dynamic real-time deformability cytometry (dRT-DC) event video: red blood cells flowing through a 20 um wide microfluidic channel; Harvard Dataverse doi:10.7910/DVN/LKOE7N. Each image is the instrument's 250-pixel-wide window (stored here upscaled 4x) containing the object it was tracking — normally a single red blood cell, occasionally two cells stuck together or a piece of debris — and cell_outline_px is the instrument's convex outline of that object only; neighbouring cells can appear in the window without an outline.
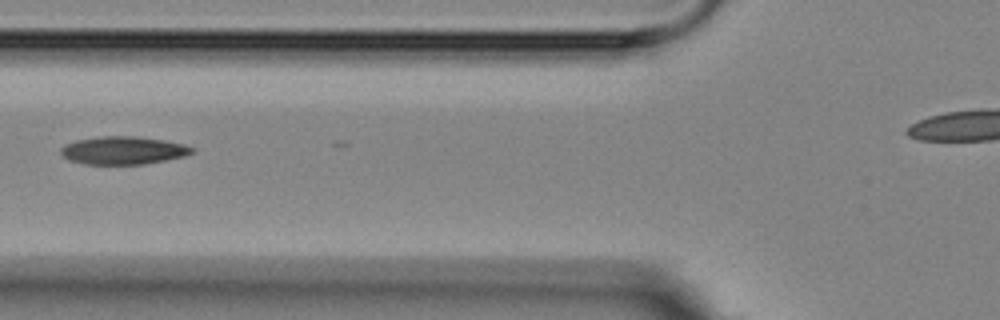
{"species": "Egyptian fruit bat (a non-hibernating species)", "species_latin": "Rousettus aegyptiacus", "temperature_condition": "room temperature", "stored_images_in_passage": 3, "segment_of_instrument_passage": [1, 2], "camera_frame_rate_fps": 3000, "um_per_image_px": 0.085, "animal": {"sex": "female"}, "frame": {"image": 1, "passage_image": 2, "time_ms": 1.333, "image_size_px": [1000, 320], "cell_outline_px": [[196, 148], [192, 152], [184, 156], [144, 164], [84, 164], [68, 160], [60, 152], [60, 148], [64, 144], [76, 140], [100, 136], [136, 136], [164, 140], [184, 144]], "centroid_in_image_um": [10.45, 12.78], "position_along_channel_um": 115.4, "area_um2": 21.39}}